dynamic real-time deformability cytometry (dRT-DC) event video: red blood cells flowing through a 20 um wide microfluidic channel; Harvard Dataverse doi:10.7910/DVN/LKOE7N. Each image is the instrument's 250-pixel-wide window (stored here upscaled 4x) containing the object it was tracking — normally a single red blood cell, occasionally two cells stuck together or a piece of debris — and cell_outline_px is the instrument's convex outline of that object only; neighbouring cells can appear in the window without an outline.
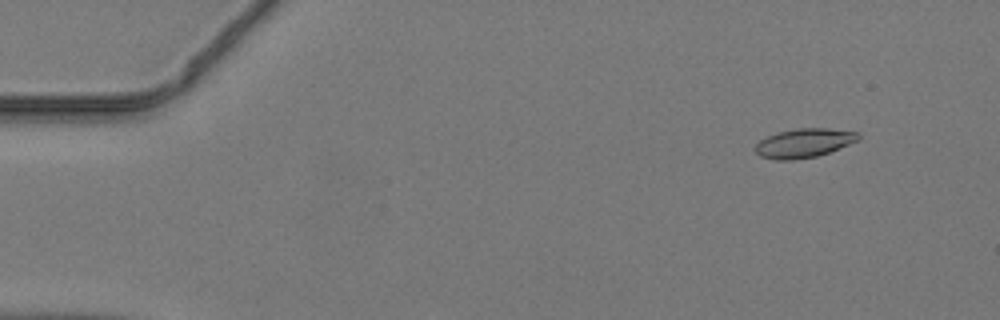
{"species": "common noctule bat (a hibernating species)", "species_latin": "Nyctalus noctula", "temperature_condition": "warm", "stored_images_in_passage": 7, "camera_frame_rate_fps": 3000, "um_per_image_px": 0.085, "animal": {"sex": "male", "body_mass_g": 19.2, "forearm_length_mm": 51.8}, "frame": {"image": 1, "passage_image": 5, "time_ms": 1.333, "image_size_px": [1000, 320], "cell_outline_px": [[860, 140], [828, 152], [816, 156], [792, 160], [776, 160], [760, 156], [756, 152], [756, 144], [760, 140], [768, 136], [780, 132], [796, 128], [828, 128], [860, 132]], "centroid_in_image_um": [68.37, 12.15], "position_along_channel_um": 16.6, "area_um2": 17.34}}